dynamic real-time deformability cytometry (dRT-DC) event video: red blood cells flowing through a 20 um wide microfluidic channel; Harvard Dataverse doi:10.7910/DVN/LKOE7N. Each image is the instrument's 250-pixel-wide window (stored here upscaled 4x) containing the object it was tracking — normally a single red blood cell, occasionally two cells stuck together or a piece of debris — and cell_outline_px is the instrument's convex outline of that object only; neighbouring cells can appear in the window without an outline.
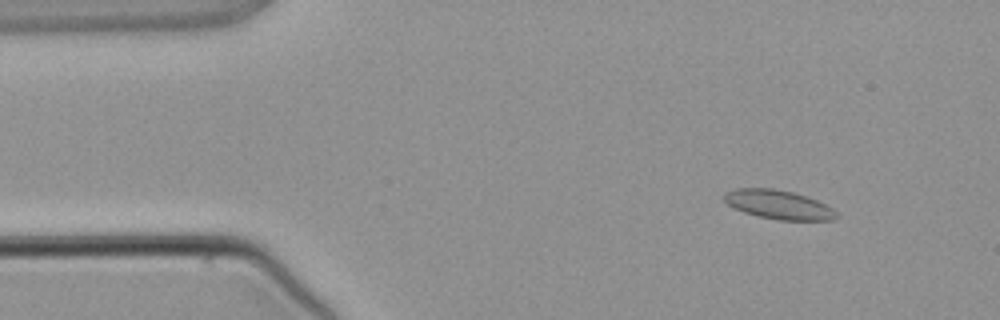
{"species": "common noctule bat (a hibernating species)", "species_latin": "Nyctalus noctula", "temperature_condition": "warm", "stored_images_in_passage": 3, "camera_frame_rate_fps": 3000, "um_per_image_px": 0.085, "animal": {"sex": "male", "body_mass_g": 21.5, "forearm_length_mm": 52.0}, "frame": {"image": 1, "passage_image": 1, "time_ms": 0.0, "image_size_px": [1000, 320], "cell_outline_px": [[840, 216], [832, 220], [776, 220], [756, 216], [744, 212], [728, 204], [724, 200], [724, 192], [736, 188], [772, 188], [792, 192], [816, 200], [832, 208]], "centroid_in_image_um": [66.16, 17.4], "position_along_channel_um": 18.8, "area_um2": 18.9}}
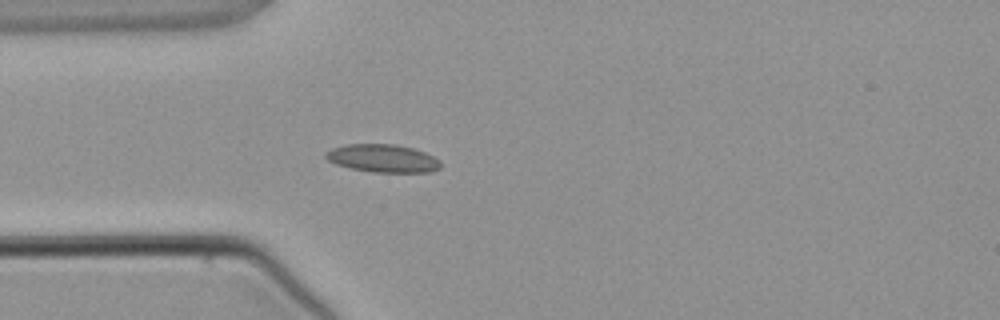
{"frame": {"image": 2, "passage_image": 3, "time_ms": 2.333, "image_size_px": [1000, 320], "cell_outline_px": [[440, 168], [432, 172], [372, 172], [352, 168], [336, 164], [328, 160], [324, 156], [324, 152], [332, 148], [348, 144], [392, 144], [412, 148], [424, 152], [440, 160]], "centroid_in_image_um": [32.52, 13.46], "position_along_channel_um": 52.5, "area_um2": 18.61}}